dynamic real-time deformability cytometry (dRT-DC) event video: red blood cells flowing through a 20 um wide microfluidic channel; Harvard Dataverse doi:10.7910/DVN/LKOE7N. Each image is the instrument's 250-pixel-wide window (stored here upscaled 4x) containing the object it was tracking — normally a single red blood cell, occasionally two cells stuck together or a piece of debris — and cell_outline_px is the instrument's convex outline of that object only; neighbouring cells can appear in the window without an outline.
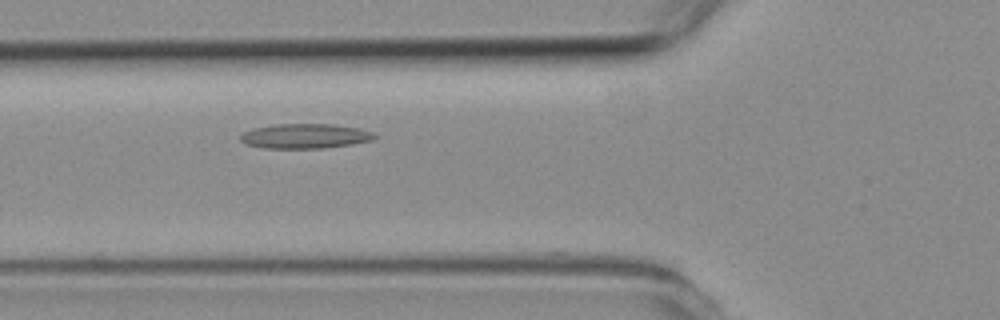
{"species": "common noctule bat (a hibernating species)", "species_latin": "Nyctalus noctula", "temperature_condition": "room temperature", "stored_images_in_passage": 4, "camera_frame_rate_fps": 3000, "um_per_image_px": 0.085, "animal": {"sex": "female", "body_mass_g": 19.3, "forearm_length_mm": 54.1}, "frame": {"image": 1, "passage_image": 4, "time_ms": 3.333, "image_size_px": [1000, 320], "cell_outline_px": [[376, 136], [372, 140], [352, 144], [324, 148], [264, 148], [248, 144], [240, 140], [240, 136], [244, 132], [252, 128], [276, 124], [332, 124], [360, 128], [372, 132]], "centroid_in_image_um": [25.93, 11.56], "position_along_channel_um": 99.9, "area_um2": 19.25}}